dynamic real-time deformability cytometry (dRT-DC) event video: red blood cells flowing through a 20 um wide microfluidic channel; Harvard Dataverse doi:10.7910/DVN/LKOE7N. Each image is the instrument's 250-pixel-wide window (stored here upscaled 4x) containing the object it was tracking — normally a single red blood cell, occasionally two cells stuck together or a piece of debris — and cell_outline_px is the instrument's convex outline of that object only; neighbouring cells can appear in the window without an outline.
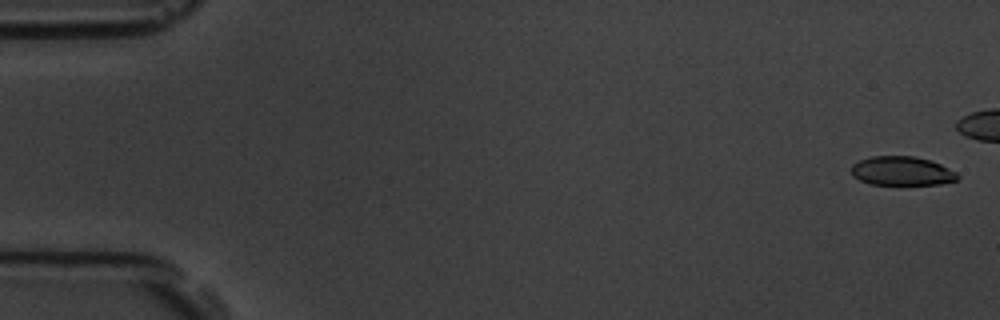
{"species": "common noctule bat (a hibernating species)", "species_latin": "Nyctalus noctula", "temperature_condition": "room temperature", "stored_images_in_passage": 6, "camera_frame_rate_fps": 3000, "um_per_image_px": 0.085, "animal": {"sex": "male", "body_mass_g": 19.5, "forearm_length_mm": 54.6}, "frame": {"image": 1, "passage_image": 1, "time_ms": 0.0, "image_size_px": [1000, 320], "cell_outline_px": [[960, 176], [956, 180], [940, 184], [872, 184], [860, 180], [852, 176], [852, 164], [860, 160], [872, 156], [916, 156], [940, 164], [956, 172]], "centroid_in_image_um": [76.65, 14.53], "position_along_channel_um": 8.3, "area_um2": 17.8}}